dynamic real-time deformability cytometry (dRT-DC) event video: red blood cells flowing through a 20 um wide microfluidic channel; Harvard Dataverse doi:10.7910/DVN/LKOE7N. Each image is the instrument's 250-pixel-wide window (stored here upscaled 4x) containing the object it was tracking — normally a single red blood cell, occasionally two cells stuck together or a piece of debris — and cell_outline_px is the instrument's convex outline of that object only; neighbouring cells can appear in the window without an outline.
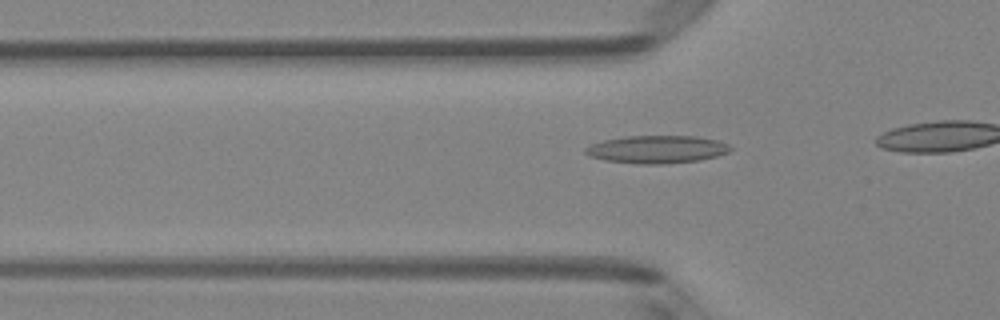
{"species": "Egyptian fruit bat (a non-hibernating species)", "species_latin": "Rousettus aegyptiacus", "temperature_condition": "room temperature", "stored_images_in_passage": 21, "camera_frame_rate_fps": 3000, "um_per_image_px": 0.085, "animal": {"sex": "female"}, "frame": {"image": 1, "passage_image": 12, "time_ms": 3.667, "image_size_px": [1000, 320], "cell_outline_px": [[732, 148], [728, 152], [716, 156], [700, 160], [664, 164], [636, 164], [604, 160], [592, 156], [584, 152], [584, 148], [588, 144], [604, 140], [628, 136], [696, 136], [716, 140], [728, 144]], "centroid_in_image_um": [55.81, 12.7], "position_along_channel_um": 70.0, "area_um2": 23.47}}